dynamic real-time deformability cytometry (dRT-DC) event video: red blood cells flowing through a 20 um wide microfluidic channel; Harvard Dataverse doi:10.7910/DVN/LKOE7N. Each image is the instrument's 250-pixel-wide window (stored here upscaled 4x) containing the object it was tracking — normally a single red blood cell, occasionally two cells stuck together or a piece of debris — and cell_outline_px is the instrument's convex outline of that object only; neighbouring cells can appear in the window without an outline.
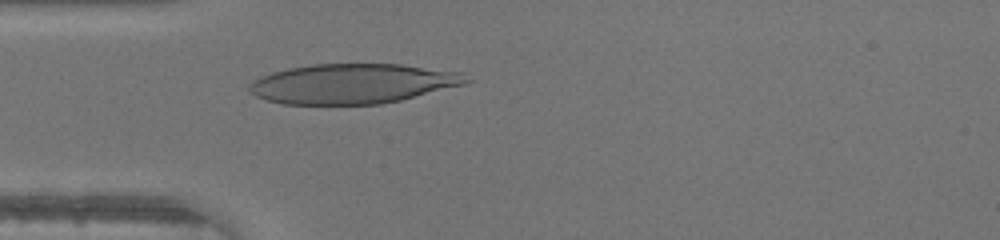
{"species": "human", "species_latin": "Homo sapiens", "temperature_condition": "warm", "stored_images_in_passage": 36, "camera_frame_rate_fps": 3000, "um_per_image_px": 0.085, "donor": {"sex": "male"}, "frame": {"image": 1, "passage_image": 12, "time_ms": 3.667, "image_size_px": [1000, 240], "cell_outline_px": [[472, 80], [464, 84], [400, 100], [380, 104], [280, 104], [256, 96], [248, 92], [248, 88], [252, 80], [260, 76], [272, 72], [288, 68], [316, 64], [400, 64], [464, 72]], "centroid_in_image_um": [29.97, 7.11], "position_along_channel_um": 55.0, "area_um2": 50.46}}
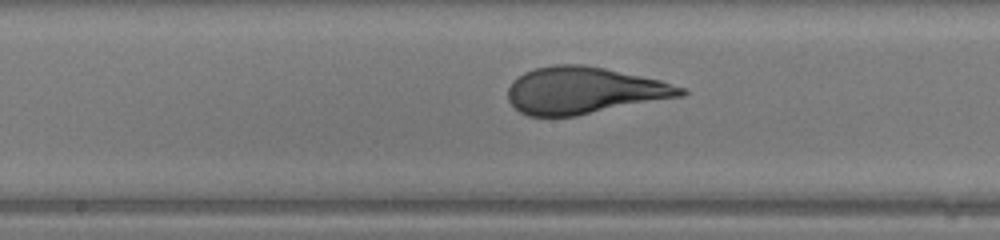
{"frame": {"image": 2, "passage_image": 22, "time_ms": 7.0, "image_size_px": [1000, 240], "cell_outline_px": [[688, 92], [684, 96], [576, 116], [528, 116], [520, 112], [508, 100], [508, 88], [512, 80], [524, 72], [536, 68], [552, 64], [584, 64], [604, 68], [660, 80], [684, 88]], "centroid_in_image_um": [49.63, 7.69], "position_along_channel_um": 198.6, "area_um2": 47.28}}
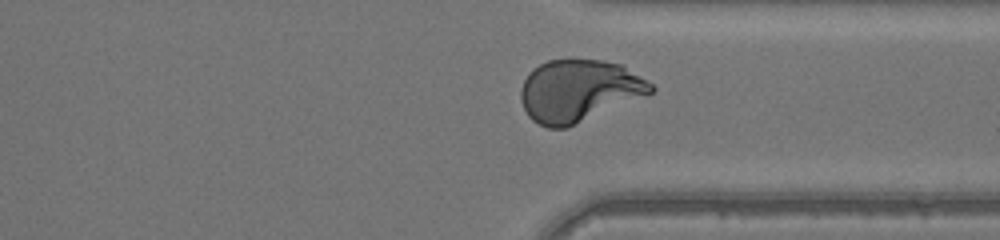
{"frame": {"image": 3, "passage_image": 33, "time_ms": 10.667, "image_size_px": [1000, 240], "cell_outline_px": [[656, 88], [652, 92], [568, 128], [548, 128], [532, 120], [528, 116], [520, 100], [520, 88], [528, 72], [532, 68], [548, 60], [604, 60], [620, 64], [652, 84]], "centroid_in_image_um": [49.14, 7.72], "position_along_channel_um": 362.3, "area_um2": 46.76}}